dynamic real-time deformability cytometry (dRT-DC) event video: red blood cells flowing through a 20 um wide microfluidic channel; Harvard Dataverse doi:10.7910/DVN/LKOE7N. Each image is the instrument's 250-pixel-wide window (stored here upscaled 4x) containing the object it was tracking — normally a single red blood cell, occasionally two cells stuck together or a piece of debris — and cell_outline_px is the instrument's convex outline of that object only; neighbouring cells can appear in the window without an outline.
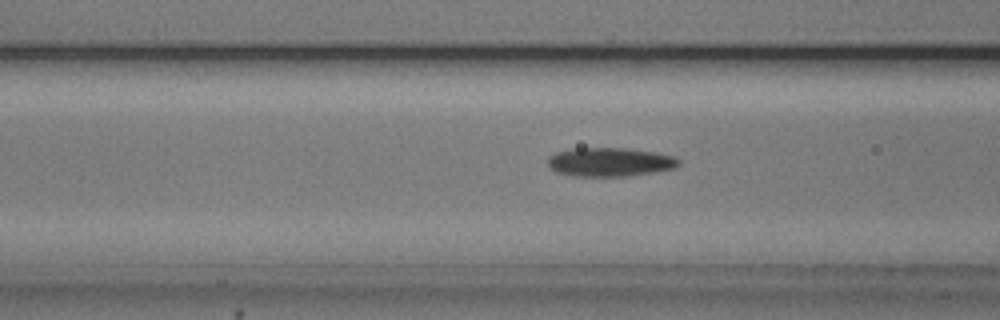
{"species": "common noctule bat (a hibernating species)", "species_latin": "Nyctalus noctula", "temperature_condition": "cold", "stored_images_in_passage": 54, "camera_frame_rate_fps": 3000, "um_per_image_px": 0.085, "animal": {"sex": "male", "body_mass_g": 20.5, "forearm_length_mm": 52.5}, "frame": {"image": 1, "passage_image": 21, "time_ms": 6.667, "image_size_px": [1000, 320], "cell_outline_px": [[680, 164], [676, 168], [652, 172], [624, 176], [576, 176], [556, 172], [548, 168], [548, 156], [556, 152], [576, 148], [624, 148], [656, 152], [676, 156], [680, 160]], "centroid_in_image_um": [51.84, 13.77], "position_along_channel_um": 114.8, "area_um2": 22.08}}
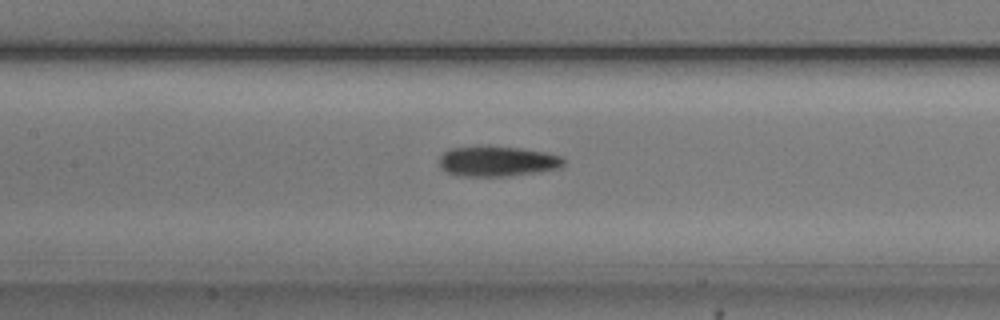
{"frame": {"image": 2, "passage_image": 25, "time_ms": 8.0, "image_size_px": [1000, 320], "cell_outline_px": [[564, 164], [560, 168], [504, 176], [460, 176], [448, 172], [440, 168], [440, 156], [448, 148], [480, 144], [488, 144], [520, 148], [548, 152], [560, 156], [564, 160]], "centroid_in_image_um": [42.22, 13.66], "position_along_channel_um": 165.2, "area_um2": 22.37}}
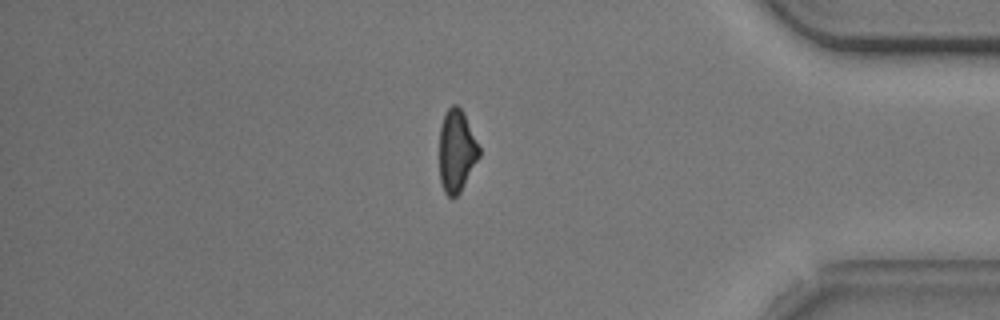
{"frame": {"image": 3, "passage_image": 46, "time_ms": 15.0, "image_size_px": [1000, 320], "cell_outline_px": [[480, 156], [460, 192], [452, 200], [444, 192], [440, 180], [440, 128], [444, 116], [448, 108], [452, 104], [456, 104], [464, 112], [480, 148]], "centroid_in_image_um": [38.82, 12.84], "position_along_channel_um": 396.4, "area_um2": 19.07}}